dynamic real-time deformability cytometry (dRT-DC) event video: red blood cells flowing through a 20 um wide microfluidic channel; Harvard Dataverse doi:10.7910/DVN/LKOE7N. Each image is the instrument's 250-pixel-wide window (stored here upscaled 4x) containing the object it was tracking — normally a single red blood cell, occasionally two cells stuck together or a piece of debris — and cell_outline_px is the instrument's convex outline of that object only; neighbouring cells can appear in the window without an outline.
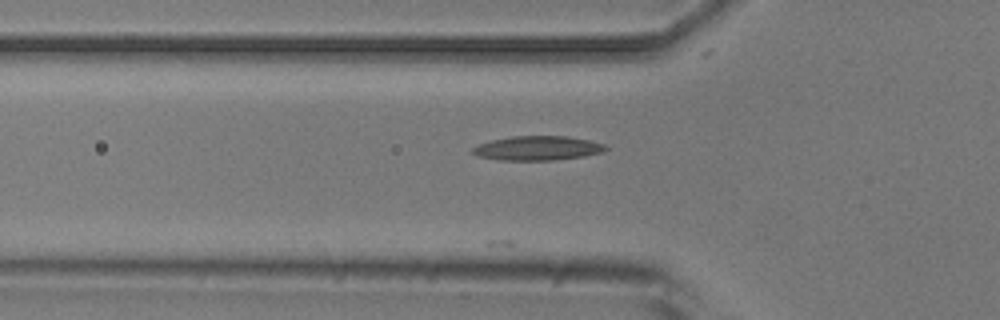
{"species": "common noctule bat (a hibernating species)", "species_latin": "Nyctalus noctula", "temperature_condition": "room temperature", "stored_images_in_passage": 6, "camera_frame_rate_fps": 3000, "um_per_image_px": 0.085, "animal": {"sex": "male", "body_mass_g": 20.5, "forearm_length_mm": 52.5}, "frame": {"image": 1, "passage_image": 6, "time_ms": 5.667, "image_size_px": [1000, 320], "cell_outline_px": [[608, 148], [600, 152], [584, 156], [556, 160], [500, 160], [480, 156], [472, 152], [472, 148], [480, 144], [492, 140], [512, 136], [568, 136], [588, 140], [604, 144]], "centroid_in_image_um": [45.7, 12.59], "position_along_channel_um": 80.1, "area_um2": 18.61}}